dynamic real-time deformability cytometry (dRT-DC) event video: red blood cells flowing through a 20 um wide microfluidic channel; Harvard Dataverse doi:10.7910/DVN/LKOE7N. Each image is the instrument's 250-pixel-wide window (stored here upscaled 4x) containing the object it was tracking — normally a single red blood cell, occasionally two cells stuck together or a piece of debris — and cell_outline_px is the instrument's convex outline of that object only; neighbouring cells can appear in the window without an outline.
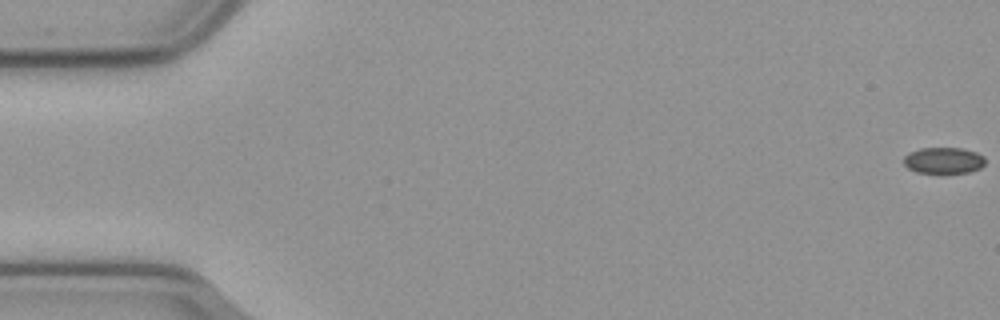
{"species": "common noctule bat (a hibernating species)", "species_latin": "Nyctalus noctula", "temperature_condition": "cold", "stored_images_in_passage": 58, "camera_frame_rate_fps": 3000, "um_per_image_px": 0.085, "animal": {"sex": "male", "body_mass_g": 23.1, "forearm_length_mm": 52.7}, "frame": {"image": 1, "passage_image": 1, "time_ms": 0.0, "image_size_px": [1000, 320], "cell_outline_px": [[984, 164], [980, 168], [968, 172], [944, 176], [916, 172], [908, 168], [904, 164], [904, 156], [908, 152], [920, 148], [960, 148], [976, 152], [984, 156]], "centroid_in_image_um": [80.18, 13.68], "position_along_channel_um": 4.8, "area_um2": 13.06}}
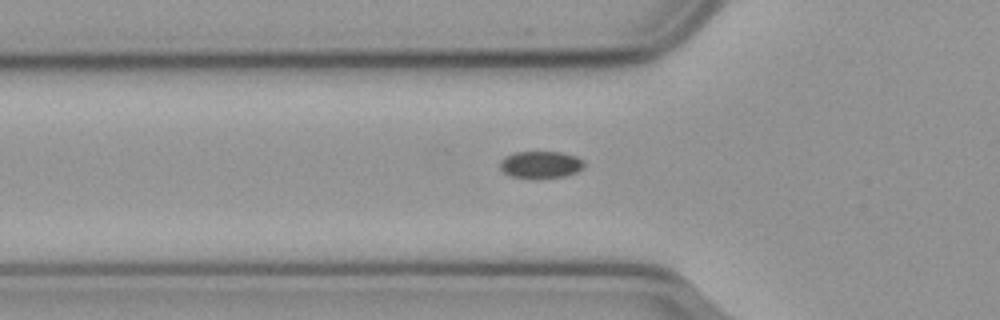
{"frame": {"image": 2, "passage_image": 20, "time_ms": 6.333, "image_size_px": [1000, 320], "cell_outline_px": [[584, 164], [576, 172], [564, 176], [536, 180], [532, 180], [512, 176], [504, 172], [500, 168], [500, 160], [516, 152], [560, 152], [576, 156], [584, 160]], "centroid_in_image_um": [45.95, 14.02], "position_along_channel_um": 79.9, "area_um2": 13.41}}
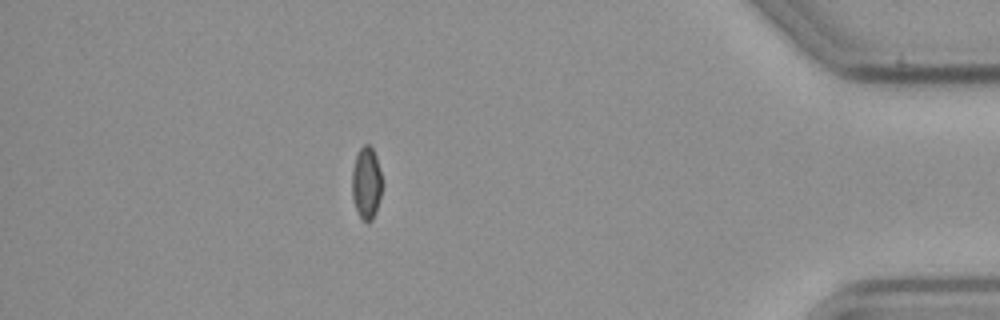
{"frame": {"image": 3, "passage_image": 51, "time_ms": 16.667, "image_size_px": [1000, 320], "cell_outline_px": [[380, 196], [376, 212], [372, 220], [368, 224], [360, 216], [356, 208], [352, 196], [352, 168], [356, 156], [360, 148], [364, 144], [368, 144], [372, 148], [376, 156], [380, 172]], "centroid_in_image_um": [31.12, 15.56], "position_along_channel_um": 404.1, "area_um2": 12.43}}